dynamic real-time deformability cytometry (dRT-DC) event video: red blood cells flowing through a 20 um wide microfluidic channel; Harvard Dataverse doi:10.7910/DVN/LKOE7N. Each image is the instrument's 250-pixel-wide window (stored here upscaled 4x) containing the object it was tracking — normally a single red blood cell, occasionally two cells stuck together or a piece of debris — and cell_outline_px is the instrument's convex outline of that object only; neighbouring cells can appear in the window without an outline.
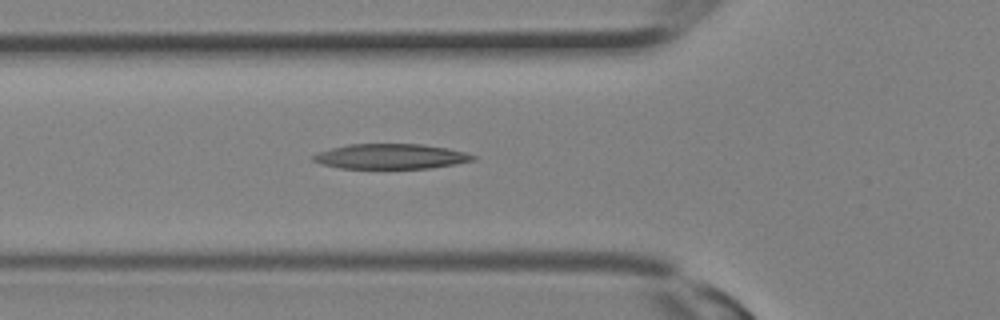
{"species": "Egyptian fruit bat (a non-hibernating species)", "species_latin": "Rousettus aegyptiacus", "temperature_condition": "room temperature", "stored_images_in_passage": 13, "camera_frame_rate_fps": 3000, "um_per_image_px": 0.085, "animal": {"sex": "female"}, "frame": {"image": 1, "passage_image": 11, "time_ms": 3.333, "image_size_px": [1000, 320], "cell_outline_px": [[476, 160], [456, 164], [428, 168], [340, 168], [320, 164], [312, 160], [312, 156], [320, 152], [332, 148], [348, 144], [420, 144], [448, 148], [464, 152], [476, 156]], "centroid_in_image_um": [33.23, 13.29], "position_along_channel_um": 92.6, "area_um2": 23.24}}
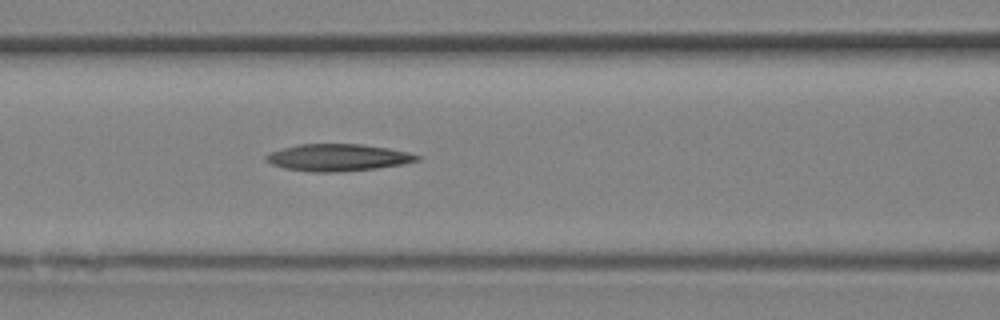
{"frame": {"image": 2, "passage_image": 13, "time_ms": 4.0, "image_size_px": [1000, 320], "cell_outline_px": [[420, 160], [404, 164], [376, 168], [340, 172], [312, 172], [284, 168], [272, 164], [264, 160], [264, 156], [272, 152], [296, 144], [360, 144], [388, 148], [408, 152], [420, 156]], "centroid_in_image_um": [28.72, 13.39], "position_along_channel_um": 137.9, "area_um2": 23.76}}